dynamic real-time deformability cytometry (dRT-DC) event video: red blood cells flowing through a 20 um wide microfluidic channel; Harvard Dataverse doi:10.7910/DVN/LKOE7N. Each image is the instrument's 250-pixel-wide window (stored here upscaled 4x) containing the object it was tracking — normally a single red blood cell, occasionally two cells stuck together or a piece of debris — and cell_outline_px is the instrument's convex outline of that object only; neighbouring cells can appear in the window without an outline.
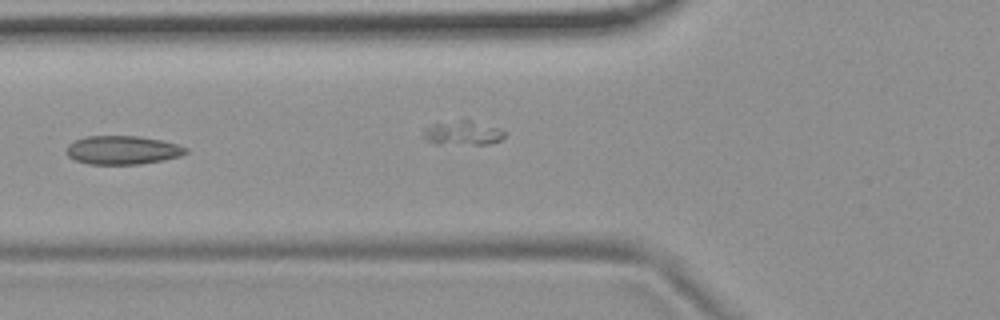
{"species": "common noctule bat (a hibernating species)", "species_latin": "Nyctalus noctula", "temperature_condition": "room temperature", "stored_images_in_passage": 10, "camera_frame_rate_fps": 3000, "um_per_image_px": 0.085, "animal": {"sex": "female", "body_mass_g": 19.9}, "frame": {"image": 1, "passage_image": 6, "time_ms": 6.667, "image_size_px": [1000, 320], "cell_outline_px": [[188, 152], [180, 156], [164, 160], [140, 164], [88, 164], [76, 160], [68, 156], [64, 152], [68, 144], [84, 136], [140, 136], [160, 140], [176, 144], [188, 148]], "centroid_in_image_um": [10.4, 12.76], "position_along_channel_um": 115.4, "area_um2": 20.0}}
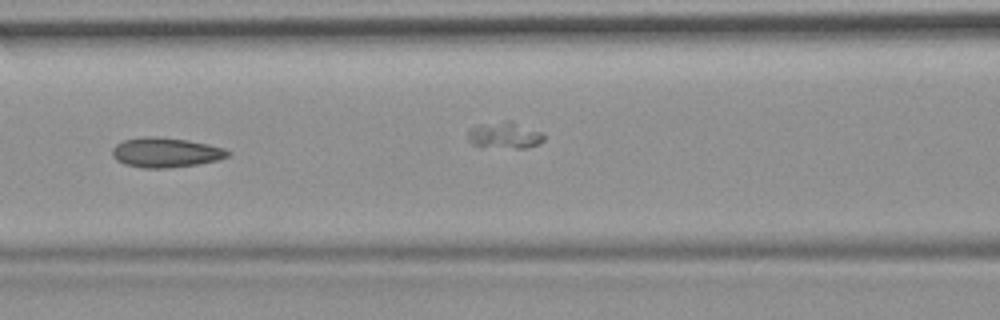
{"frame": {"image": 2, "passage_image": 7, "time_ms": 7.667, "image_size_px": [1000, 320], "cell_outline_px": [[232, 152], [228, 156], [216, 160], [196, 164], [168, 168], [144, 168], [124, 164], [116, 160], [112, 156], [112, 148], [116, 144], [124, 140], [144, 136], [156, 136], [188, 140], [208, 144], [224, 148]], "centroid_in_image_um": [14.06, 12.95], "position_along_channel_um": 152.5, "area_um2": 20.06}}